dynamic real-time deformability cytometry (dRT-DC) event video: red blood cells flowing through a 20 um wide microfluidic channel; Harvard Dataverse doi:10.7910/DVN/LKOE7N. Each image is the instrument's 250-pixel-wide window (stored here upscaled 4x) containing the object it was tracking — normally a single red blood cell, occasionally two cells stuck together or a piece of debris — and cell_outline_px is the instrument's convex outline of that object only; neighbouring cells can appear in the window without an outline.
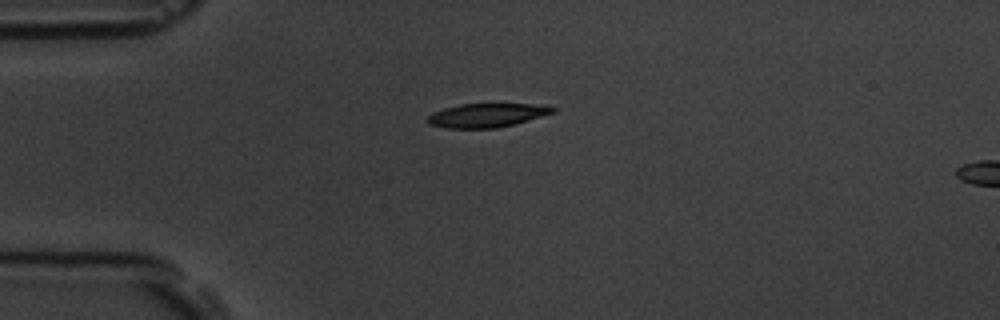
{"species": "common noctule bat (a hibernating species)", "species_latin": "Nyctalus noctula", "temperature_condition": "room temperature", "stored_images_in_passage": 3, "camera_frame_rate_fps": 3000, "um_per_image_px": 0.085, "animal": {"sex": "male", "body_mass_g": 19.5, "forearm_length_mm": 54.6}, "frame": {"image": 1, "passage_image": 1, "time_ms": 0.0, "image_size_px": [1000, 320], "cell_outline_px": [[556, 112], [516, 124], [496, 128], [444, 128], [428, 124], [428, 116], [432, 112], [444, 108], [460, 104], [532, 104], [556, 108]], "centroid_in_image_um": [41.36, 9.81], "position_along_channel_um": 43.6, "area_um2": 17.4}}
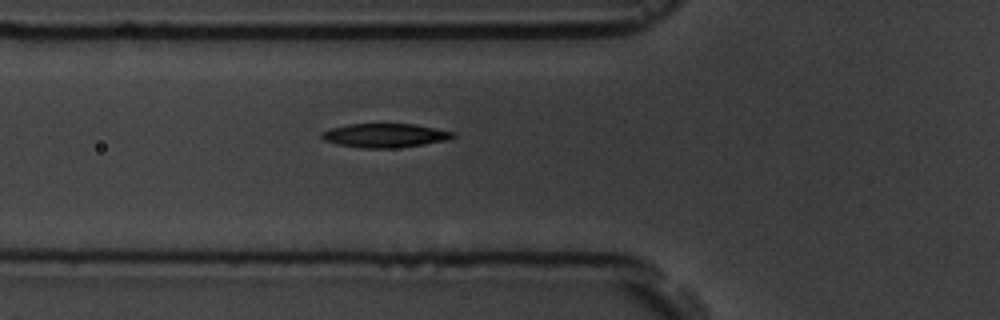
{"frame": {"image": 2, "passage_image": 3, "time_ms": 2.0, "image_size_px": [1000, 320], "cell_outline_px": [[456, 136], [452, 140], [396, 148], [360, 148], [340, 144], [324, 140], [320, 136], [320, 132], [332, 128], [348, 124], [416, 124], [456, 132]], "centroid_in_image_um": [32.79, 11.51], "position_along_channel_um": 93.0, "area_um2": 18.5}}